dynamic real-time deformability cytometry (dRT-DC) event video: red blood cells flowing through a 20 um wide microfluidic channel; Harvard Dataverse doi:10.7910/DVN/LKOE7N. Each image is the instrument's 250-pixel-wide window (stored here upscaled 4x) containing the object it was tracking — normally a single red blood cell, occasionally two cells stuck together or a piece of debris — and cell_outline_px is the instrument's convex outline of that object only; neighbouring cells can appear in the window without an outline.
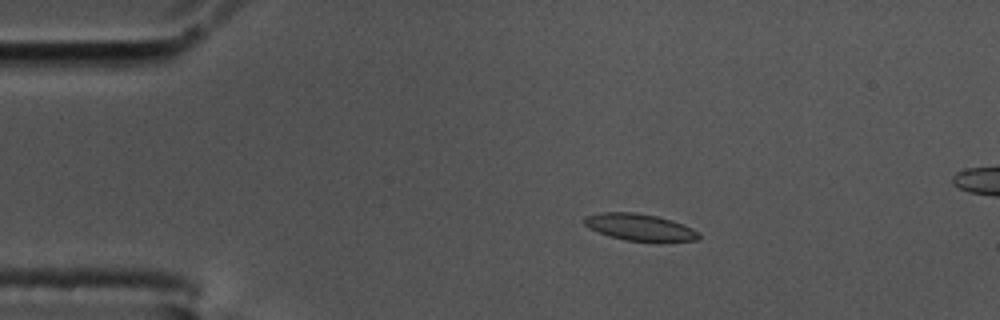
{"species": "common noctule bat (a hibernating species)", "species_latin": "Nyctalus noctula", "temperature_condition": "cold", "stored_images_in_passage": 56, "camera_frame_rate_fps": 3000, "um_per_image_px": 0.085, "animal": {"sex": "male", "body_mass_g": 17.5, "forearm_length_mm": 52.3}, "frame": {"image": 1, "passage_image": 8, "time_ms": 2.333, "image_size_px": [1000, 320], "cell_outline_px": [[700, 236], [696, 240], [660, 244], [624, 240], [608, 236], [588, 228], [584, 224], [584, 216], [600, 212], [636, 212], [656, 216], [672, 220], [692, 228], [700, 232]], "centroid_in_image_um": [54.41, 19.35], "position_along_channel_um": 30.6, "area_um2": 18.67}}
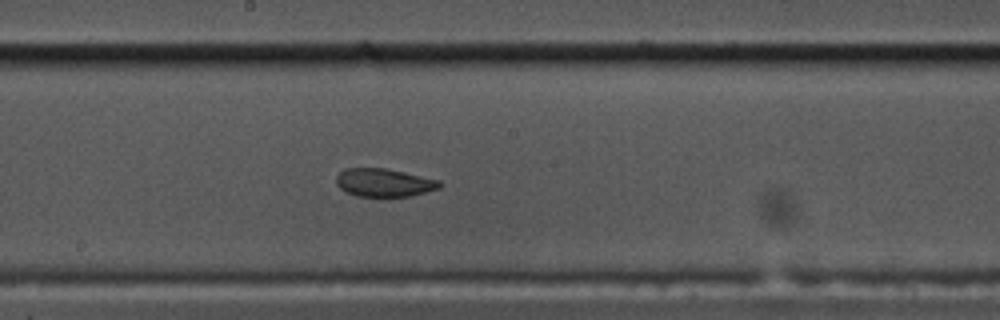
{"frame": {"image": 2, "passage_image": 28, "time_ms": 9.0, "image_size_px": [1000, 320], "cell_outline_px": [[444, 184], [440, 188], [408, 196], [356, 196], [344, 192], [336, 184], [336, 176], [344, 168], [384, 168], [404, 172], [440, 180]], "centroid_in_image_um": [32.63, 15.52], "position_along_channel_um": 215.6, "area_um2": 16.99}}
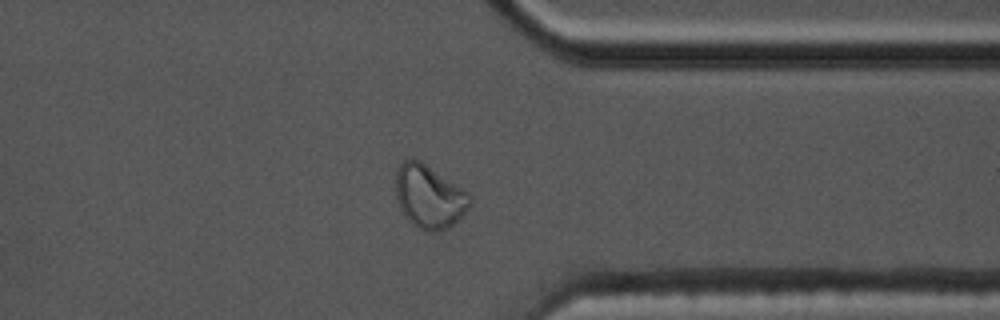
{"frame": {"image": 3, "passage_image": 42, "time_ms": 13.667, "image_size_px": [1000, 320], "cell_outline_px": [[472, 204], [448, 228], [432, 232], [424, 232], [416, 228], [408, 220], [400, 208], [396, 196], [396, 172], [400, 164], [404, 160], [420, 160], [468, 192], [472, 196]], "centroid_in_image_um": [36.48, 16.73], "position_along_channel_um": 374.9, "area_um2": 27.22}, "authors_computed_cell_mechanics": {"area_um2": 18.3226, "velocity_mm_per_s": 3.5011, "shape_relaxation_time_tau1_ms": null, "shape_relaxation_time_tau2_ms": 1.3041, "deformation_change_tau1": null, "deformation_change_tau2": 0.0498}}